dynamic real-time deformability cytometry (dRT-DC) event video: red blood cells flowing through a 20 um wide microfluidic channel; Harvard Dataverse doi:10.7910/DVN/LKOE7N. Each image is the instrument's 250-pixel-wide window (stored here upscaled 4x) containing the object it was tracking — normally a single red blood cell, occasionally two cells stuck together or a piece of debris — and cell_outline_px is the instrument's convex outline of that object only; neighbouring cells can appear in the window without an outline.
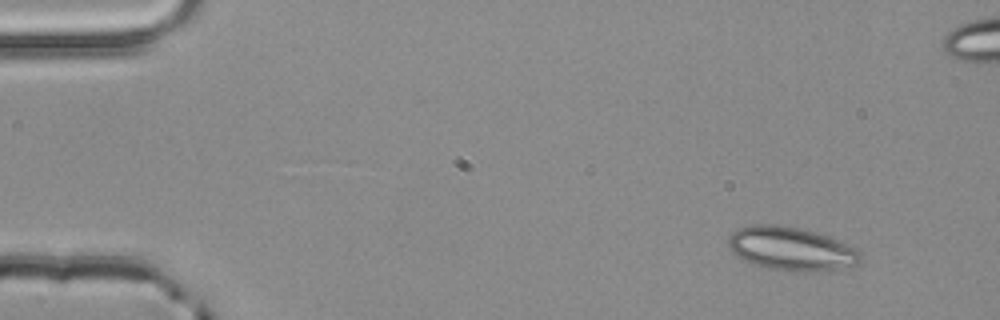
{"species": "common noctule bat (a hibernating species)", "species_latin": "Nyctalus noctula", "temperature_condition": "room temperature", "stored_images_in_passage": 4, "camera_frame_rate_fps": 3000, "um_per_image_px": 0.085, "animal": {"sex": "male", "body_mass_g": 20.4}, "frame": {"image": 1, "passage_image": 1, "time_ms": 0.0, "image_size_px": [1000, 320], "cell_outline_px": [[860, 260], [856, 264], [836, 268], [772, 268], [756, 264], [744, 260], [736, 256], [732, 252], [728, 244], [728, 236], [732, 232], [748, 224], [776, 224], [796, 228], [828, 236], [856, 248], [860, 252]], "centroid_in_image_um": [67.16, 21.07], "position_along_channel_um": 17.8, "area_um2": 31.91}}